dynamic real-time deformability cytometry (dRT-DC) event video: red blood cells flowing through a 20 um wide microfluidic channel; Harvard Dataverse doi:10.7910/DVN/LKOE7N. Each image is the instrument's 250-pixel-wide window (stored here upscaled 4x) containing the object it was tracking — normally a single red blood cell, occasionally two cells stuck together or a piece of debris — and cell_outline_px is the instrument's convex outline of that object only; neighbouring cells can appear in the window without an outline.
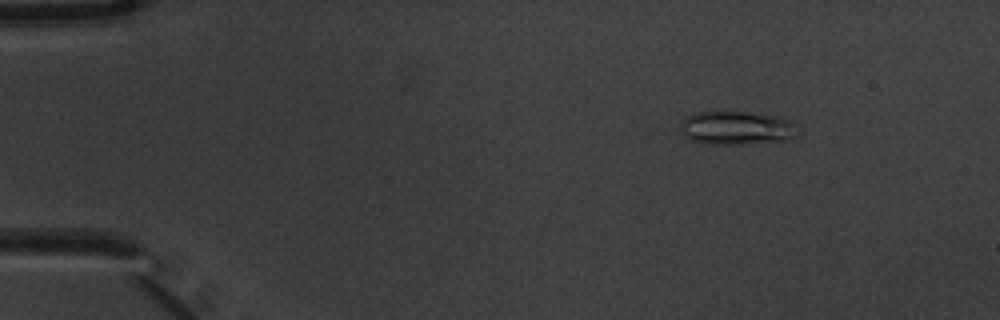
{"species": "common noctule bat (a hibernating species)", "species_latin": "Nyctalus noctula", "temperature_condition": "warm", "stored_images_in_passage": 7, "camera_frame_rate_fps": 3000, "um_per_image_px": 0.085, "animal": {"sex": "male", "body_mass_g": 20.1, "forearm_length_mm": 53.5}, "frame": {"image": 1, "passage_image": 3, "time_ms": 0.667, "image_size_px": [1000, 320], "cell_outline_px": [[796, 136], [792, 140], [740, 144], [704, 144], [688, 140], [684, 136], [680, 128], [680, 124], [688, 116], [696, 112], [744, 112], [780, 116], [788, 120]], "centroid_in_image_um": [62.54, 10.89], "position_along_channel_um": 22.5, "area_um2": 22.77}}